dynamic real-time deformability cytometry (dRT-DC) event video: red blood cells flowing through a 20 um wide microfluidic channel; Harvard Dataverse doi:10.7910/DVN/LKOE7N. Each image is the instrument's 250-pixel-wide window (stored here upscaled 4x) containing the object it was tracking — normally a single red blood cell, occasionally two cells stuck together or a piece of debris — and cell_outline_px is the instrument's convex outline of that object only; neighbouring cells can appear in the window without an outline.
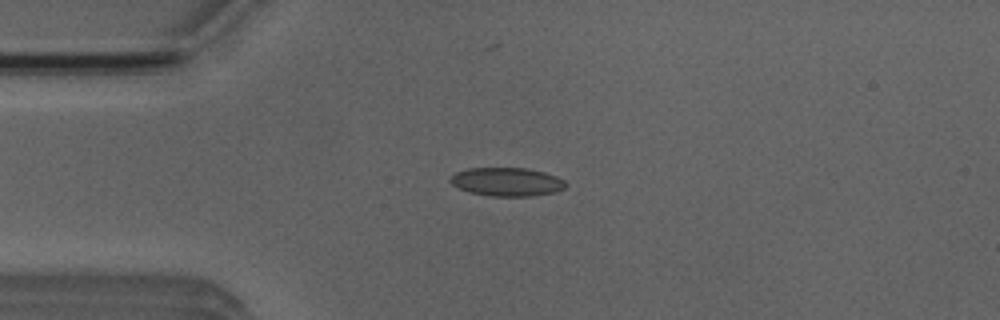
{"species": "Egyptian fruit bat (a non-hibernating species)", "species_latin": "Rousettus aegyptiacus", "temperature_condition": "room temperature", "stored_images_in_passage": 43, "camera_frame_rate_fps": 3000, "um_per_image_px": 0.085, "animal": {"sex": "male"}, "frame": {"image": 1, "passage_image": 4, "time_ms": 1.0, "image_size_px": [1000, 320], "cell_outline_px": [[568, 184], [564, 188], [552, 192], [532, 196], [492, 196], [468, 192], [452, 184], [448, 180], [448, 176], [456, 172], [468, 168], [528, 168], [544, 172], [556, 176], [564, 180]], "centroid_in_image_um": [43.05, 15.45], "position_along_channel_um": 41.9, "area_um2": 19.25}}
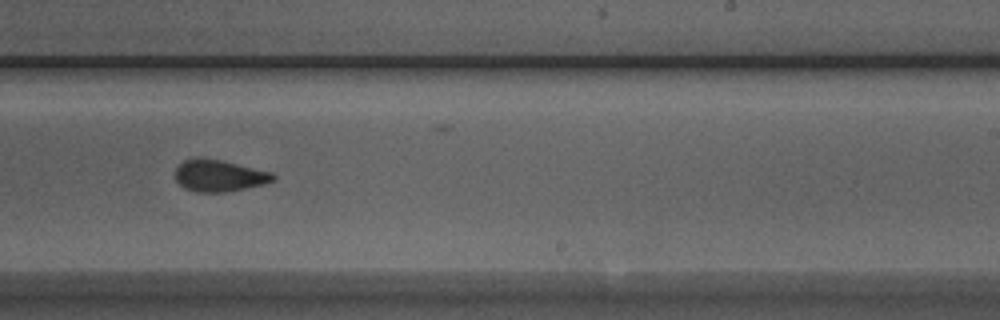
{"frame": {"image": 2, "passage_image": 23, "time_ms": 7.333, "image_size_px": [1000, 320], "cell_outline_px": [[276, 176], [272, 180], [264, 184], [224, 192], [196, 192], [184, 188], [176, 180], [176, 168], [184, 160], [220, 160], [272, 172]], "centroid_in_image_um": [18.64, 14.96], "position_along_channel_um": 270.4, "area_um2": 17.46}}
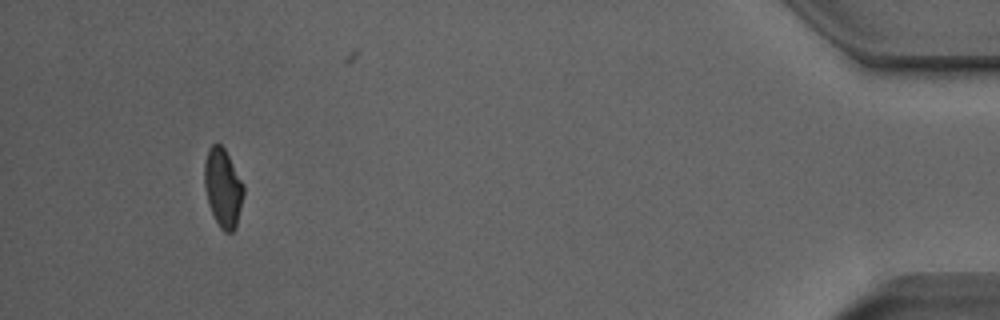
{"frame": {"image": 3, "passage_image": 40, "time_ms": 13.0, "image_size_px": [1000, 320], "cell_outline_px": [[244, 192], [236, 224], [232, 232], [224, 232], [220, 228], [208, 204], [204, 184], [204, 164], [208, 148], [212, 144], [220, 144], [224, 148], [244, 184]], "centroid_in_image_um": [18.94, 15.94], "position_along_channel_um": 416.3, "area_um2": 17.74}, "authors_computed_cell_mechanics": {"area_um2": 18.496, "velocity_mm_per_s": 3.9196, "shape_relaxation_time_tau1_ms": 5.8268, "shape_relaxation_time_tau2_ms": 1.5701, "deformation_change_tau1": 0.1258, "deformation_change_tau2": 0.0765}}